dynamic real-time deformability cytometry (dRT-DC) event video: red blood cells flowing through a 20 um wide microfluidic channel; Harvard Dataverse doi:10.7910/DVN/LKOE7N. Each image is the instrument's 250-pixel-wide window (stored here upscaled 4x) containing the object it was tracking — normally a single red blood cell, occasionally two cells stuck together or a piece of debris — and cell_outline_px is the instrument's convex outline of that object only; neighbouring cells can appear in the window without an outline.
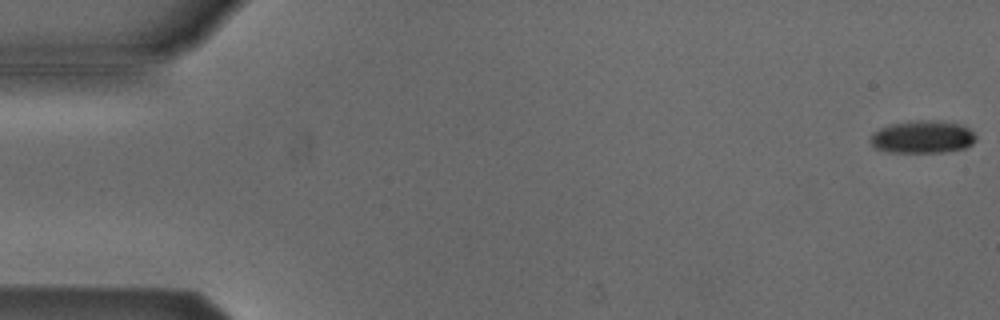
{"species": "Egyptian fruit bat (a non-hibernating species)", "species_latin": "Rousettus aegyptiacus", "temperature_condition": "cold", "stored_images_in_passage": 4, "camera_frame_rate_fps": 3000, "um_per_image_px": 0.085, "animal": {"sex": "male"}, "frame": {"image": 1, "passage_image": 1, "time_ms": 0.0, "image_size_px": [1000, 320], "cell_outline_px": [[976, 140], [972, 144], [964, 148], [940, 152], [888, 152], [876, 148], [872, 144], [872, 132], [880, 128], [892, 124], [916, 120], [940, 120], [960, 124], [968, 128], [976, 136]], "centroid_in_image_um": [78.44, 11.63], "position_along_channel_um": 6.6, "area_um2": 19.94}}